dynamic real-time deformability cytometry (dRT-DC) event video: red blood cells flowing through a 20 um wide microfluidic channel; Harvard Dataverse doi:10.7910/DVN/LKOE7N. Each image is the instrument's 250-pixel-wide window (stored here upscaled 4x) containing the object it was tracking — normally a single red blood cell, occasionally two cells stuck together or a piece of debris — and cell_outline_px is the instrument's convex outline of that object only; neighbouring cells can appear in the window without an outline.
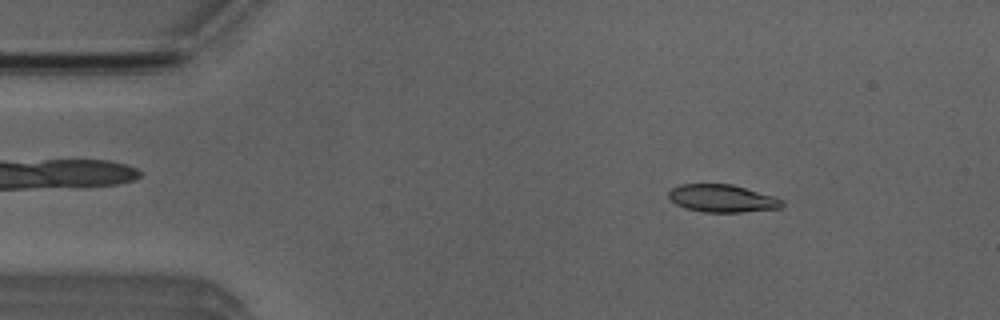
{"species": "Egyptian fruit bat (a non-hibernating species)", "species_latin": "Rousettus aegyptiacus", "temperature_condition": "room temperature", "stored_images_in_passage": 2, "camera_frame_rate_fps": 3000, "um_per_image_px": 0.085, "animal": {"sex": "male"}, "frame": {"image": 1, "passage_image": 1, "time_ms": 0.0, "image_size_px": [1000, 320], "cell_outline_px": [[784, 204], [780, 208], [740, 212], [704, 212], [684, 208], [676, 204], [668, 196], [668, 192], [672, 188], [680, 184], [732, 184], [776, 196], [784, 200]], "centroid_in_image_um": [61.41, 16.86], "position_along_channel_um": 23.6, "area_um2": 18.38}}